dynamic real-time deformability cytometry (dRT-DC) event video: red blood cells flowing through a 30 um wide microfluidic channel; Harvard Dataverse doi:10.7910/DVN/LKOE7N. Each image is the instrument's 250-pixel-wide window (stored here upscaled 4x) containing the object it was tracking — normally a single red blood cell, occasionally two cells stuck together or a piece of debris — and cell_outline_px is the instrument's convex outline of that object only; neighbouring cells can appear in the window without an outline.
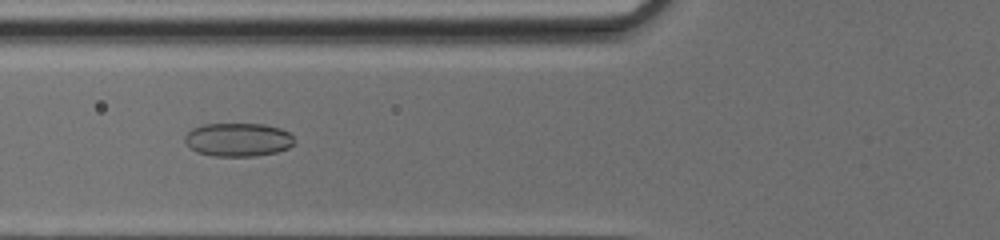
{"species": "common noctule bat (a hibernating species)", "species_latin": "Nyctalus noctula", "temperature_condition": "cold", "stored_images_in_passage": 50, "camera_frame_rate_fps": 3000, "um_per_image_px": 0.085, "animal": {"sex": "female", "body_mass_g": 17.0, "forearm_length_mm": 48.0}, "frame": {"image": 1, "passage_image": 20, "time_ms": 6.333, "image_size_px": [1000, 240], "cell_outline_px": [[296, 144], [288, 148], [276, 152], [256, 156], [212, 156], [196, 152], [184, 140], [184, 136], [192, 128], [204, 124], [264, 124], [280, 128], [288, 132], [296, 140]], "centroid_in_image_um": [20.26, 11.87], "position_along_channel_um": 105.5, "area_um2": 21.5}}
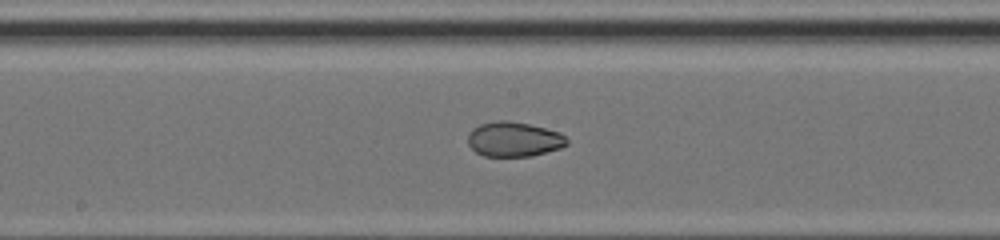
{"frame": {"image": 2, "passage_image": 27, "time_ms": 8.667, "image_size_px": [1000, 240], "cell_outline_px": [[568, 144], [560, 148], [532, 156], [484, 156], [476, 152], [468, 144], [468, 132], [472, 128], [480, 124], [496, 120], [504, 120], [528, 124], [560, 132], [568, 140]], "centroid_in_image_um": [43.66, 11.84], "position_along_channel_um": 204.5, "area_um2": 20.06}}
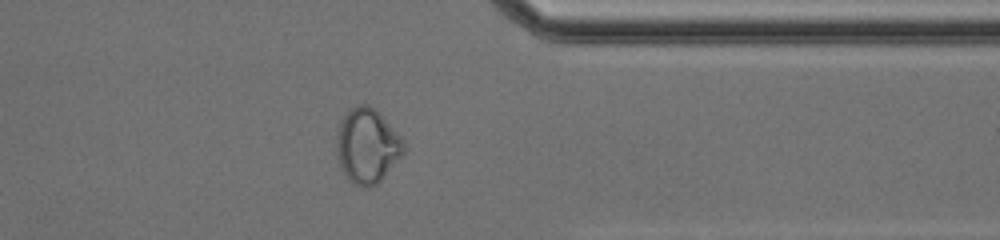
{"frame": {"image": 3, "passage_image": 40, "time_ms": 13.0, "image_size_px": [1000, 240], "cell_outline_px": [[404, 152], [380, 180], [376, 184], [368, 188], [360, 188], [352, 184], [348, 180], [336, 156], [336, 136], [340, 120], [356, 104], [368, 104], [376, 108], [380, 112], [404, 140]], "centroid_in_image_um": [31.19, 12.38], "position_along_channel_um": 380.2, "area_um2": 29.42}, "authors_computed_cell_mechanics": {"area_um2": 23.409, "velocity_mm_per_s": 4.2217, "shape_relaxation_time_tau1_ms": null, "shape_relaxation_time_tau2_ms": 1.6595, "deformation_change_tau1": null, "deformation_change_tau2": 0.0458}}